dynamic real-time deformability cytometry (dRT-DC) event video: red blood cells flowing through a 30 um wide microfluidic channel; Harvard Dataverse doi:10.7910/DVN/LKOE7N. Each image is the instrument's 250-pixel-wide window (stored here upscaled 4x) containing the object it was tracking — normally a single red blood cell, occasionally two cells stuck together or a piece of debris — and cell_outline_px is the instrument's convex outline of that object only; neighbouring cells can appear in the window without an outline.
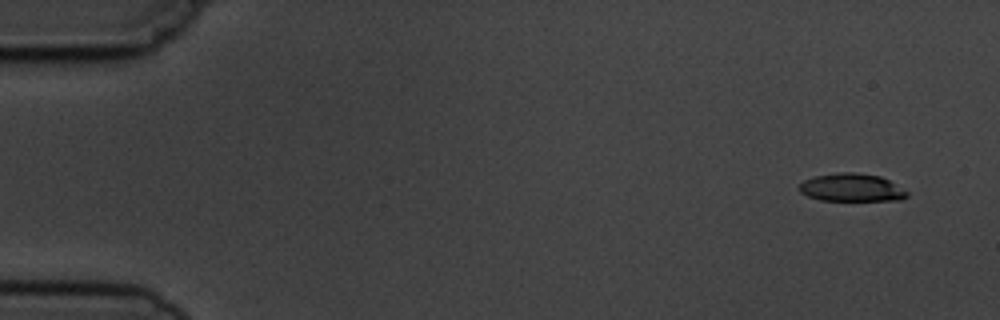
{"species": "common noctule bat (a hibernating species)", "species_latin": "Nyctalus noctula", "temperature_condition": "cold", "stored_images_in_passage": 6, "camera_frame_rate_fps": 3000, "um_per_image_px": 0.085, "animal": {"sex": "male", "body_mass_g": 19.5, "forearm_length_mm": 54.6}, "frame": {"image": 1, "passage_image": 1, "time_ms": 0.0, "image_size_px": [1000, 320], "cell_outline_px": [[908, 196], [900, 200], [820, 200], [808, 196], [800, 192], [800, 184], [804, 180], [816, 176], [840, 172], [856, 172], [880, 176], [888, 180], [908, 192]], "centroid_in_image_um": [72.39, 15.94], "position_along_channel_um": 12.6, "area_um2": 17.34}}
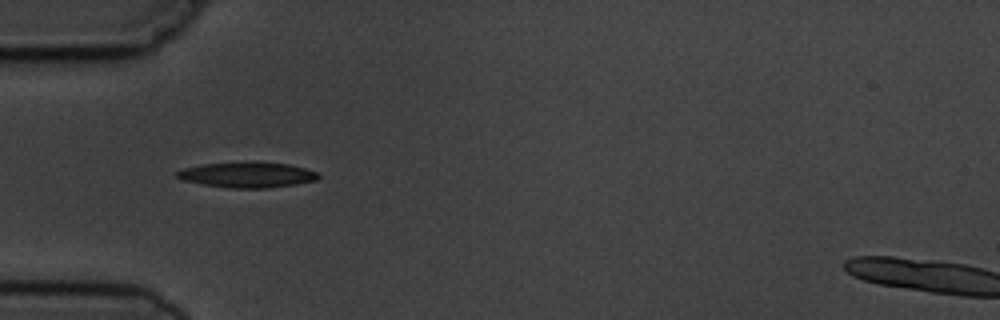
{"frame": {"image": 2, "passage_image": 5, "time_ms": 4.667, "image_size_px": [1000, 320], "cell_outline_px": [[320, 176], [316, 180], [296, 184], [268, 188], [232, 188], [204, 184], [184, 180], [176, 176], [176, 172], [184, 168], [204, 164], [252, 160], [288, 164], [304, 168], [316, 172]], "centroid_in_image_um": [21.04, 14.84], "position_along_channel_um": 64.0, "area_um2": 21.1}}
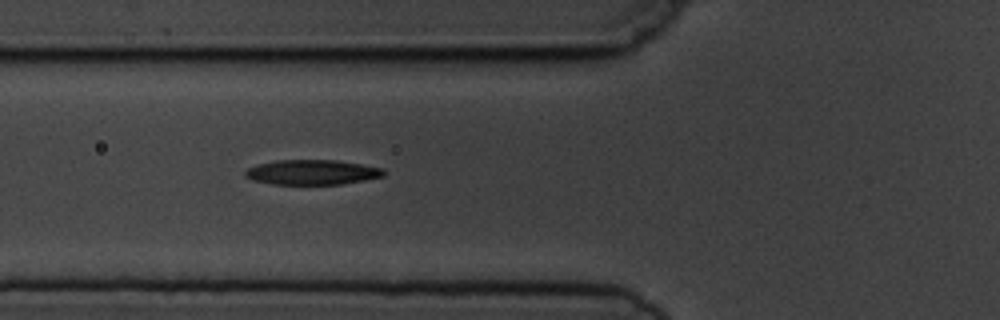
{"frame": {"image": 3, "passage_image": 6, "time_ms": 5.667, "image_size_px": [1000, 320], "cell_outline_px": [[384, 176], [364, 180], [340, 184], [272, 184], [252, 180], [244, 176], [244, 172], [248, 168], [256, 164], [276, 160], [336, 160], [384, 168]], "centroid_in_image_um": [26.49, 14.63], "position_along_channel_um": 99.3, "area_um2": 20.11}}